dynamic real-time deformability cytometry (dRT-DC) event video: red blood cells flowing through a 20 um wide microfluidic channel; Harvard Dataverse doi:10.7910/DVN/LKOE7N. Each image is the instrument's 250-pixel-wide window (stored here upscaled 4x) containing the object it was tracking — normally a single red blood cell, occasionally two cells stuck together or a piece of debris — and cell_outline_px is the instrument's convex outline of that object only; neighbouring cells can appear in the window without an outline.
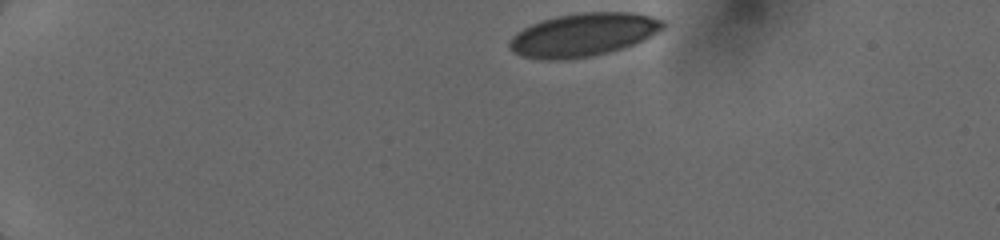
{"species": "human", "species_latin": "Homo sapiens", "temperature_condition": "cold", "stored_images_in_passage": 17, "camera_frame_rate_fps": 3000, "um_per_image_px": 0.085, "donor": {"sex": "female"}, "frame": {"image": 1, "passage_image": 1, "time_ms": 0.0, "image_size_px": [1000, 240], "cell_outline_px": [[668, 24], [664, 28], [644, 40], [608, 52], [592, 56], [564, 60], [540, 60], [520, 56], [512, 52], [508, 48], [508, 44], [512, 36], [516, 32], [532, 24], [556, 16], [580, 12], [632, 12], [664, 20]], "centroid_in_image_um": [49.55, 2.96], "position_along_channel_um": 35.5, "area_um2": 38.84}}